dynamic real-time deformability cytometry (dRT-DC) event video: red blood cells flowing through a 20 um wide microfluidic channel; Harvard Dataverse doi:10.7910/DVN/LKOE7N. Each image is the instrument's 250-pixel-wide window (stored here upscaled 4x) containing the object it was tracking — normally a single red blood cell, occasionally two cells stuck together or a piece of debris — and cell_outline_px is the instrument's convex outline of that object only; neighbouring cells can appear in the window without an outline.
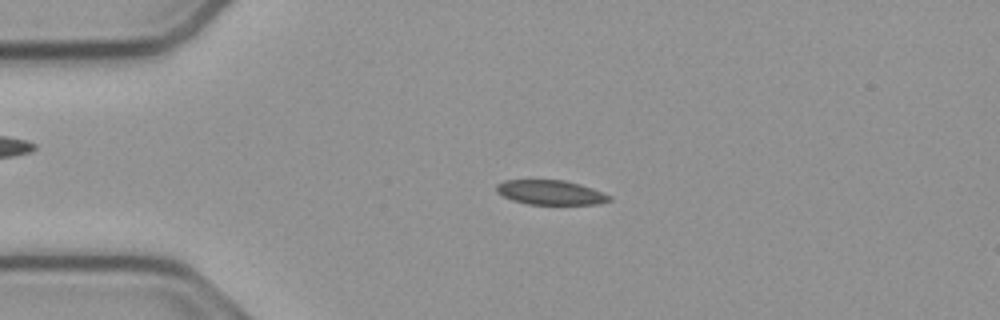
{"species": "common noctule bat (a hibernating species)", "species_latin": "Nyctalus noctula", "temperature_condition": "cold", "stored_images_in_passage": 54, "camera_frame_rate_fps": 3000, "um_per_image_px": 0.085, "animal": {"sex": "male", "body_mass_g": 23.1, "forearm_length_mm": 52.7}, "frame": {"image": 1, "passage_image": 12, "time_ms": 3.667, "image_size_px": [1000, 320], "cell_outline_px": [[612, 200], [596, 204], [528, 204], [512, 200], [496, 192], [496, 184], [504, 180], [564, 180], [580, 184], [592, 188], [612, 196]], "centroid_in_image_um": [46.79, 16.35], "position_along_channel_um": 38.2, "area_um2": 16.13}}
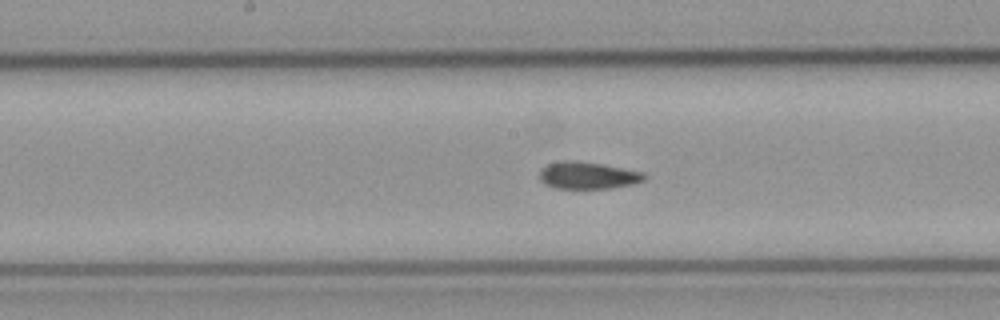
{"frame": {"image": 2, "passage_image": 27, "time_ms": 8.667, "image_size_px": [1000, 320], "cell_outline_px": [[648, 176], [644, 180], [632, 184], [612, 188], [556, 188], [544, 184], [540, 180], [540, 168], [548, 164], [560, 160], [576, 160], [604, 164], [644, 172]], "centroid_in_image_um": [49.96, 14.89], "position_along_channel_um": 198.2, "area_um2": 16.76}}
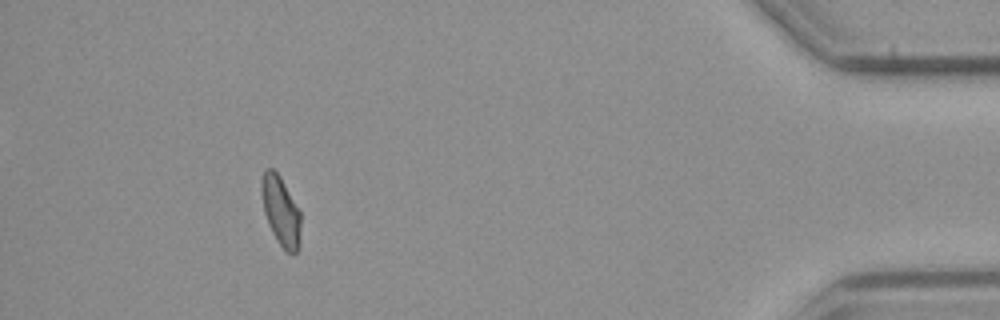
{"frame": {"image": 3, "passage_image": 49, "time_ms": 16.0, "image_size_px": [1000, 320], "cell_outline_px": [[300, 248], [292, 256], [280, 244], [272, 232], [268, 224], [264, 212], [260, 188], [260, 184], [264, 168], [272, 168], [280, 176], [300, 212]], "centroid_in_image_um": [23.85, 17.93], "position_along_channel_um": 411.3, "area_um2": 15.9}, "authors_computed_cell_mechanics": {"area_um2": 16.3285, "velocity_mm_per_s": 3.7917, "shape_relaxation_time_tau1_ms": null, "shape_relaxation_time_tau2_ms": 1.2963, "deformation_change_tau1": null, "deformation_change_tau2": 0.0459}}